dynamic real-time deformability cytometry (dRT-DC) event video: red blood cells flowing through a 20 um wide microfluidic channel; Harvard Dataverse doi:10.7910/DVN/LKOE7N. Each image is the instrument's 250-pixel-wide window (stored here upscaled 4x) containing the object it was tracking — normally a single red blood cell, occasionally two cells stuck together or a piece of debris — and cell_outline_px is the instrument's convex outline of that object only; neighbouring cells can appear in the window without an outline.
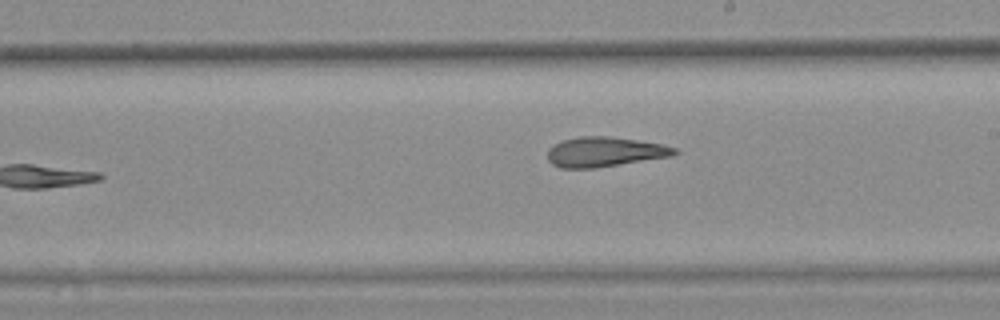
{"species": "common noctule bat (a hibernating species)", "species_latin": "Nyctalus noctula", "temperature_condition": "warm", "stored_images_in_passage": 8, "camera_frame_rate_fps": 3000, "um_per_image_px": 0.085, "animal": {"sex": "female", "body_mass_g": 25.1}, "frame": {"image": 1, "passage_image": 8, "time_ms": 2.333, "image_size_px": [1000, 320], "cell_outline_px": [[680, 152], [672, 156], [596, 168], [560, 168], [552, 164], [548, 160], [548, 148], [564, 140], [580, 136], [608, 136], [636, 140], [660, 144], [676, 148]], "centroid_in_image_um": [51.39, 12.92], "position_along_channel_um": 237.6, "area_um2": 21.96}}